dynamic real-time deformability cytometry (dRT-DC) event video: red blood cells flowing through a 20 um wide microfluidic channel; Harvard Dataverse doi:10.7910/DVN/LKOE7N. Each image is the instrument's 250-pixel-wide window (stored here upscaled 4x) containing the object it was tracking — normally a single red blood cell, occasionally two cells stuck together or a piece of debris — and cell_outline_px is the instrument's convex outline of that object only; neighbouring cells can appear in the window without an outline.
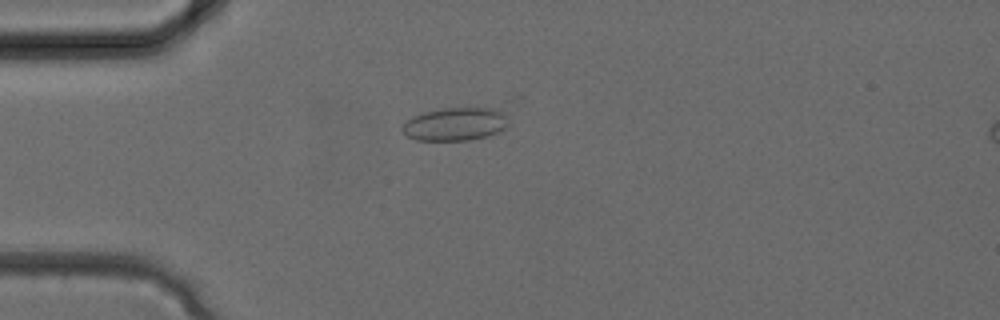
{"species": "common noctule bat (a hibernating species)", "species_latin": "Nyctalus noctula", "temperature_condition": "cold", "stored_images_in_passage": 33, "camera_frame_rate_fps": 3000, "um_per_image_px": 0.085, "animal": {"sex": "female", "body_mass_g": 24.6, "forearm_length_mm": 56.2}, "frame": {"image": 1, "passage_image": 9, "time_ms": 2.667, "image_size_px": [1000, 320], "cell_outline_px": [[508, 124], [504, 128], [496, 132], [484, 136], [468, 140], [416, 140], [408, 136], [400, 128], [412, 116], [424, 112], [444, 108], [496, 108], [504, 116]], "centroid_in_image_um": [38.64, 10.54], "position_along_channel_um": 46.4, "area_um2": 20.06}}
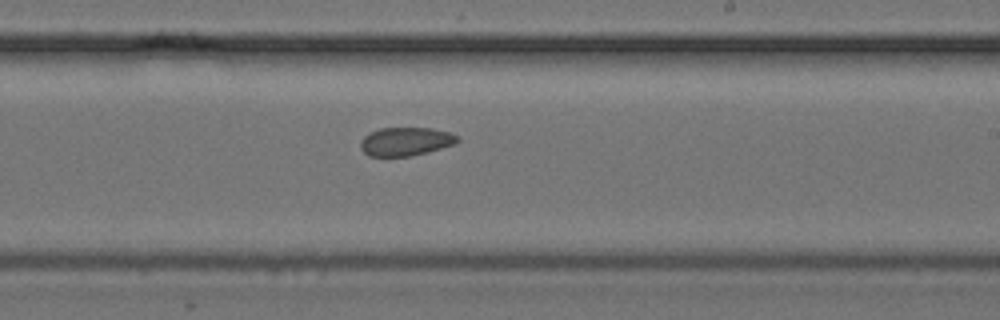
{"frame": {"image": 2, "passage_image": 20, "time_ms": 6.333, "image_size_px": [1000, 320], "cell_outline_px": [[460, 140], [456, 144], [428, 152], [408, 156], [368, 156], [360, 148], [360, 140], [368, 132], [380, 128], [432, 128], [448, 132], [460, 136]], "centroid_in_image_um": [34.49, 12.02], "position_along_channel_um": 254.5, "area_um2": 16.3}}
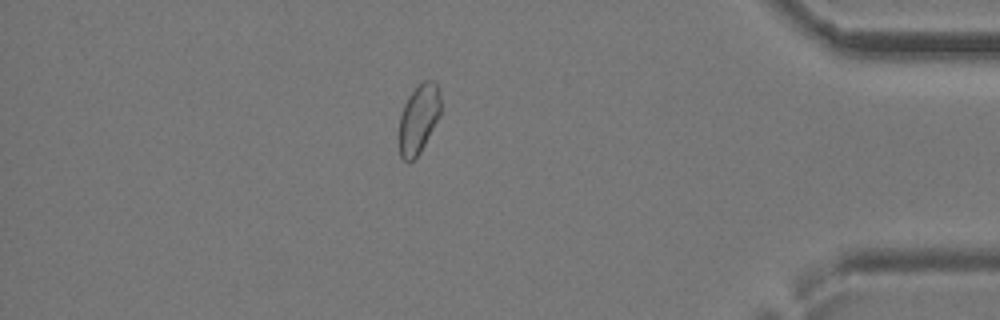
{"frame": {"image": 3, "passage_image": 29, "time_ms": 9.333, "image_size_px": [1000, 320], "cell_outline_px": [[440, 116], [420, 152], [408, 164], [400, 156], [400, 116], [404, 104], [408, 96], [420, 80], [432, 80], [436, 84], [440, 96]], "centroid_in_image_um": [35.58, 10.07], "position_along_channel_um": 399.6, "area_um2": 16.7}}